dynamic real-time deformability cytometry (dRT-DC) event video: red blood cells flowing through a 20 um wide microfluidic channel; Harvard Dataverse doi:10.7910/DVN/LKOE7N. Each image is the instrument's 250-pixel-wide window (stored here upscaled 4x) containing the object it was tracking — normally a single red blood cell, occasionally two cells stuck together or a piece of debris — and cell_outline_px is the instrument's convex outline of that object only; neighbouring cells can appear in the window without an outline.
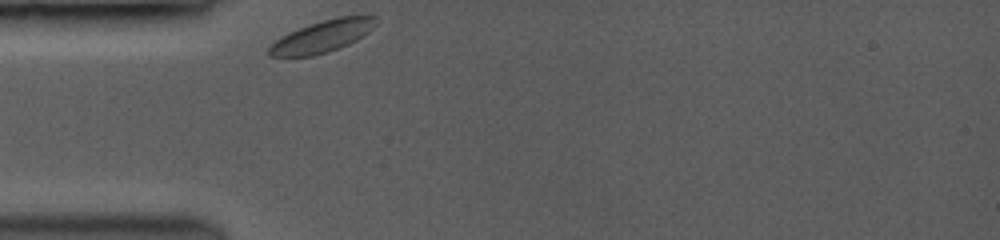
{"species": "common noctule bat (a hibernating species)", "species_latin": "Nyctalus noctula", "temperature_condition": "room temperature", "stored_images_in_passage": 19, "camera_frame_rate_fps": 3500, "um_per_image_px": 0.085, "animal": {"sex": "female", "body_mass_g": 19.0, "forearm_length_mm": 53.3}, "frame": {"image": 1, "passage_image": 1, "time_ms": 0.0, "image_size_px": [1000, 240], "cell_outline_px": [[376, 16], [372, 28], [364, 36], [340, 48], [328, 52], [312, 56], [268, 56], [268, 48], [280, 36], [288, 32], [308, 24], [340, 16]], "centroid_in_image_um": [27.35, 3.1], "position_along_channel_um": 57.6, "area_um2": 19.71}}
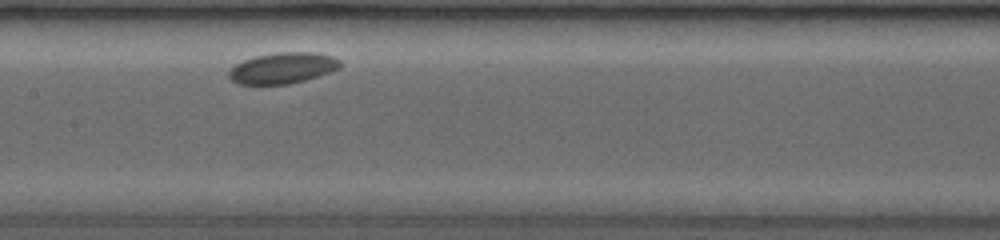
{"frame": {"image": 2, "passage_image": 10, "time_ms": 3.714, "image_size_px": [1000, 240], "cell_outline_px": [[340, 68], [332, 72], [304, 80], [288, 84], [236, 84], [228, 76], [228, 72], [236, 64], [244, 60], [256, 56], [276, 52], [316, 52], [332, 56], [340, 60]], "centroid_in_image_um": [24.05, 5.78], "position_along_channel_um": 183.4, "area_um2": 20.11}}
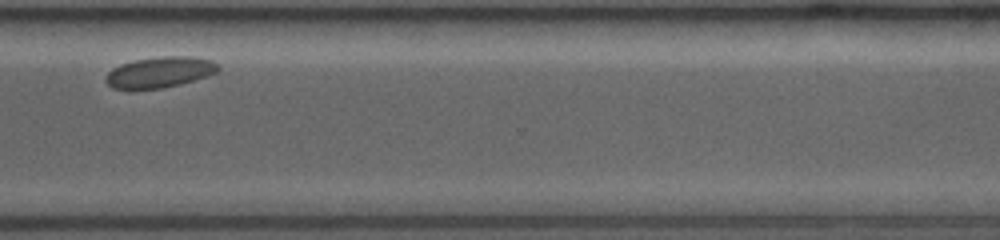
{"frame": {"image": 3, "passage_image": 18, "time_ms": 8.571, "image_size_px": [1000, 240], "cell_outline_px": [[220, 68], [216, 72], [180, 84], [160, 88], [112, 88], [104, 80], [108, 72], [112, 68], [120, 64], [136, 60], [164, 56], [192, 56], [212, 60]], "centroid_in_image_um": [13.56, 6.12], "position_along_channel_um": 357.0, "area_um2": 19.77}}